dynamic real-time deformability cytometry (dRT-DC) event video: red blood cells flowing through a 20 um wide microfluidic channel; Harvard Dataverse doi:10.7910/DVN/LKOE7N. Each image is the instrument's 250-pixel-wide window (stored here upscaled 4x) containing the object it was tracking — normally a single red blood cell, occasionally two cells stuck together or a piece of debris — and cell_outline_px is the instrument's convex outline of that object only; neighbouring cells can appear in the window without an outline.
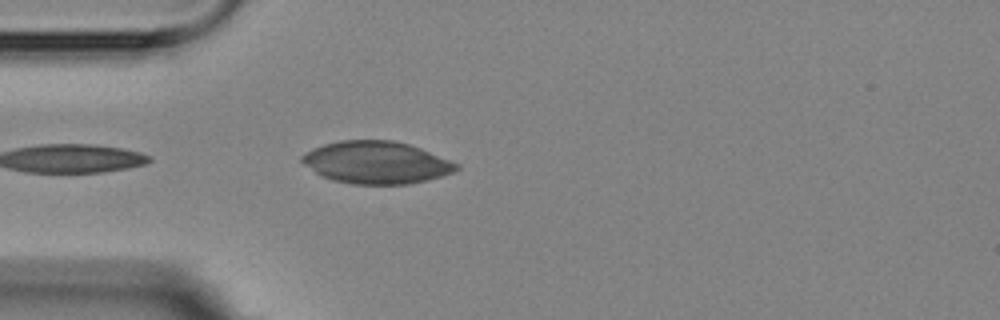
{"species": "Egyptian fruit bat (a non-hibernating species)", "species_latin": "Rousettus aegyptiacus", "temperature_condition": "room temperature", "stored_images_in_passage": 4, "camera_frame_rate_fps": 3000, "um_per_image_px": 0.085, "animal": {"sex": "female"}, "frame": {"image": 1, "passage_image": 4, "time_ms": 4.333, "image_size_px": [1000, 320], "cell_outline_px": [[460, 168], [452, 172], [440, 176], [408, 184], [352, 184], [332, 180], [316, 172], [304, 164], [300, 160], [300, 156], [304, 152], [312, 148], [324, 144], [340, 140], [392, 140], [408, 144], [420, 148], [460, 164]], "centroid_in_image_um": [31.96, 13.8], "position_along_channel_um": 53.0, "area_um2": 37.92}}